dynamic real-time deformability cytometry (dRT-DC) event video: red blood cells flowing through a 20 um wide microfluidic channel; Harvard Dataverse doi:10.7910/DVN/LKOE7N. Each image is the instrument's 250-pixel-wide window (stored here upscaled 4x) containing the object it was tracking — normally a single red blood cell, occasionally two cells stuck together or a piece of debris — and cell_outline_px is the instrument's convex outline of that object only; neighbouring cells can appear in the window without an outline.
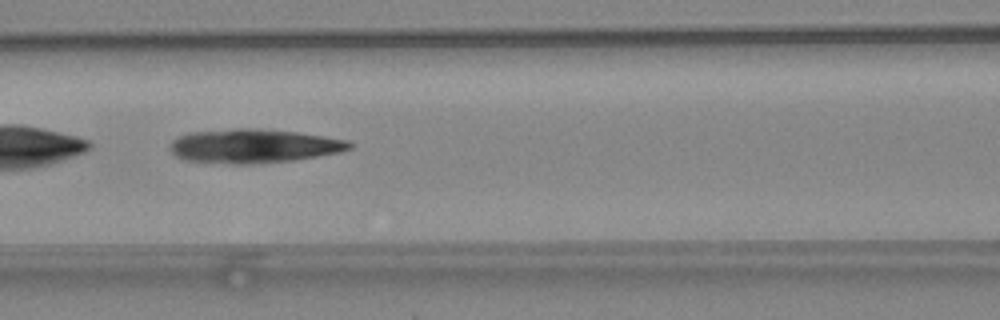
{"species": "common noctule bat (a hibernating species)", "species_latin": "Nyctalus noctula", "temperature_condition": "warm", "stored_images_in_passage": 45, "camera_frame_rate_fps": 3000, "um_per_image_px": 0.085, "animal": {"sex": "female", "body_mass_g": 24.6, "forearm_length_mm": 56.2}, "frame": {"image": 1, "passage_image": 18, "time_ms": 5.667, "image_size_px": [1000, 320], "cell_outline_px": [[352, 148], [340, 152], [292, 160], [256, 164], [232, 164], [188, 160], [176, 156], [168, 148], [172, 140], [188, 132], [236, 128], [256, 128], [296, 132], [324, 136], [348, 140], [352, 144]], "centroid_in_image_um": [21.54, 12.4], "position_along_channel_um": 145.1, "area_um2": 35.49}}
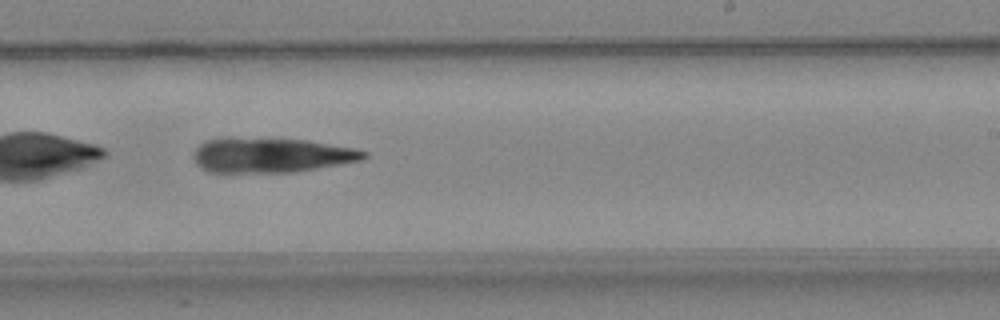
{"frame": {"image": 2, "passage_image": 27, "time_ms": 8.667, "image_size_px": [1000, 320], "cell_outline_px": [[368, 156], [360, 160], [340, 164], [296, 172], [208, 172], [200, 168], [196, 164], [192, 152], [200, 144], [208, 140], [224, 136], [228, 136], [308, 140], [356, 148], [368, 152]], "centroid_in_image_um": [23.01, 13.17], "position_along_channel_um": 266.0, "area_um2": 35.14}}
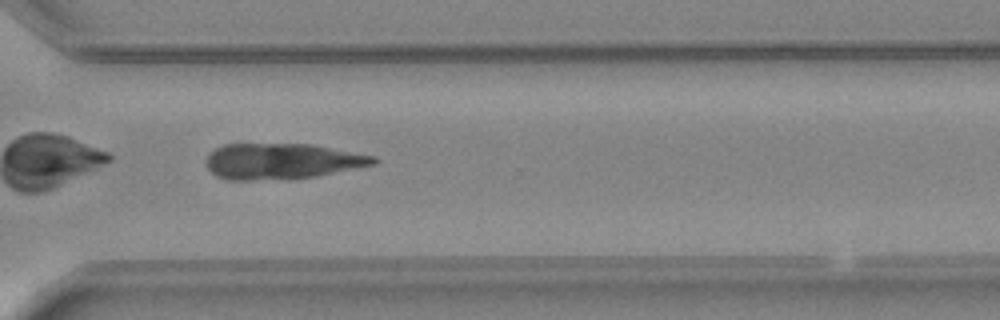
{"frame": {"image": 3, "passage_image": 33, "time_ms": 10.667, "image_size_px": [1000, 320], "cell_outline_px": [[380, 160], [376, 164], [316, 176], [292, 180], [228, 180], [216, 176], [208, 168], [208, 156], [216, 148], [224, 144], [312, 144], [376, 156]], "centroid_in_image_um": [24.01, 13.72], "position_along_channel_um": 346.6, "area_um2": 35.14}}